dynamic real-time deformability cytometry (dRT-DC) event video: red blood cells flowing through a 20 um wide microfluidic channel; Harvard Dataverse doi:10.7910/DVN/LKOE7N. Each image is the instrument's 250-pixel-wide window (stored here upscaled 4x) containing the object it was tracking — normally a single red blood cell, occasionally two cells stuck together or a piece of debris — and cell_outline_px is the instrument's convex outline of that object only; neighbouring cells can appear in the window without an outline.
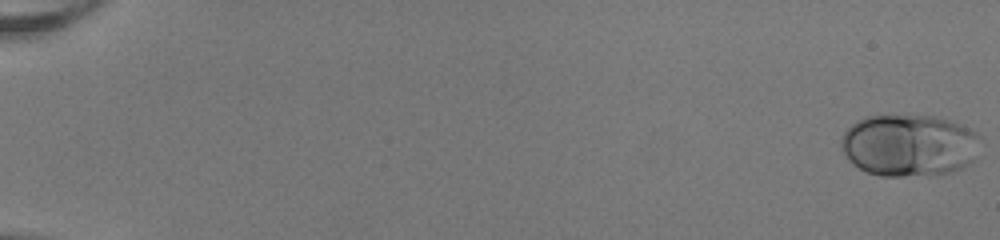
{"species": "human", "species_latin": "Homo sapiens", "temperature_condition": "room temperature", "stored_images_in_passage": 53, "camera_frame_rate_fps": 3000, "um_per_image_px": 0.085, "donor": {"sex": "female"}, "frame": {"image": 1, "passage_image": 1, "time_ms": 0.0, "image_size_px": [1000, 240], "cell_outline_px": [[980, 136], [976, 160], [964, 168], [952, 172], [904, 176], [880, 176], [868, 172], [860, 168], [848, 160], [840, 148], [840, 140], [844, 132], [856, 120], [864, 116], [932, 116], [952, 120], [972, 128]], "centroid_in_image_um": [77.3, 12.34], "position_along_channel_um": 7.7, "area_um2": 50.86}}
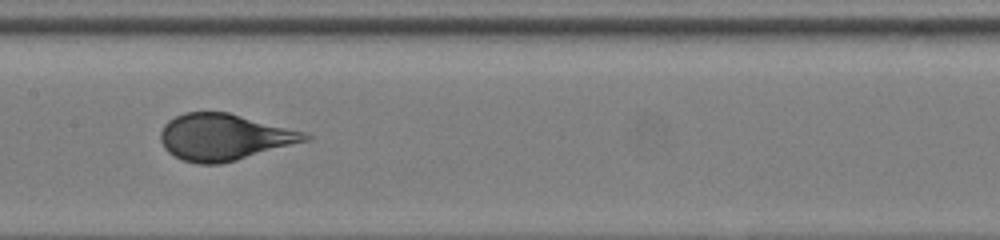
{"frame": {"image": 2, "passage_image": 29, "time_ms": 9.333, "image_size_px": [1000, 240], "cell_outline_px": [[312, 140], [236, 160], [220, 164], [196, 164], [184, 160], [168, 152], [164, 148], [160, 140], [160, 132], [164, 124], [168, 120], [184, 112], [228, 112], [304, 132], [312, 136]], "centroid_in_image_um": [19.05, 11.66], "position_along_channel_um": 188.4, "area_um2": 39.13}}
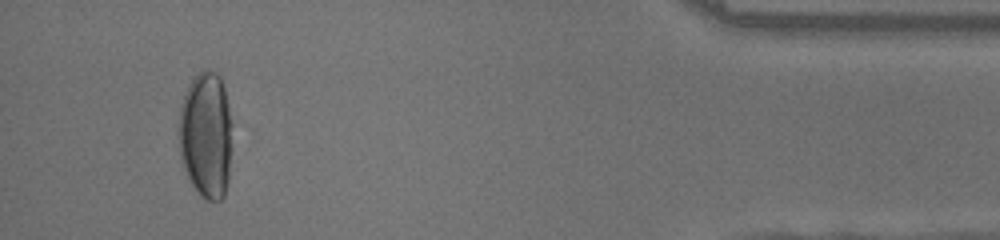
{"frame": {"image": 3, "passage_image": 50, "time_ms": 16.333, "image_size_px": [1000, 240], "cell_outline_px": [[232, 148], [228, 184], [224, 196], [220, 200], [208, 200], [200, 196], [192, 184], [184, 168], [180, 156], [180, 104], [188, 84], [192, 76], [204, 68], [208, 68], [216, 72], [220, 76], [224, 88], [228, 104], [232, 124]], "centroid_in_image_um": [17.54, 11.45], "position_along_channel_um": 417.7, "area_um2": 40.06}, "authors_computed_cell_mechanics": {"area_um2": 41.7894, "velocity_mm_per_s": 4.0317, "shape_relaxation_time_tau1_ms": 4.5556, "shape_relaxation_time_tau2_ms": null, "deformation_change_tau1": 0.1827, "deformation_change_tau2": null}}